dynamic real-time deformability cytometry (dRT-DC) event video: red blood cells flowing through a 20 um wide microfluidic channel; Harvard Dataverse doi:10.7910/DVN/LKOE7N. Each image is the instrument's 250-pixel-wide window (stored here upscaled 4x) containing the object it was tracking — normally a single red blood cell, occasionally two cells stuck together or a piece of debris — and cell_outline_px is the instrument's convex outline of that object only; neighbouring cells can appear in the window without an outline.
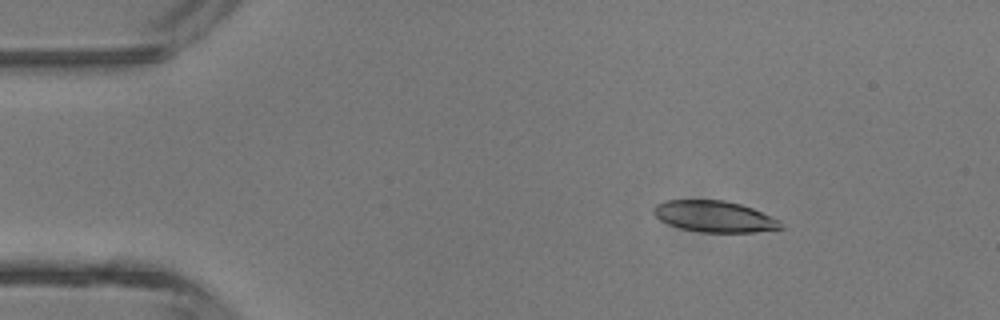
{"species": "common noctule bat (a hibernating species)", "species_latin": "Nyctalus noctula", "temperature_condition": "room temperature", "stored_images_in_passage": 3, "camera_frame_rate_fps": 3000, "um_per_image_px": 0.085, "animal": {"sex": "male", "body_mass_g": 13.3}, "frame": {"image": 1, "passage_image": 1, "time_ms": 0.0, "image_size_px": [1000, 320], "cell_outline_px": [[784, 228], [752, 232], [700, 232], [680, 228], [668, 224], [660, 220], [652, 212], [652, 208], [656, 204], [664, 200], [724, 200], [740, 204], [752, 208], [780, 220]], "centroid_in_image_um": [60.7, 18.4], "position_along_channel_um": 24.3, "area_um2": 23.18}}
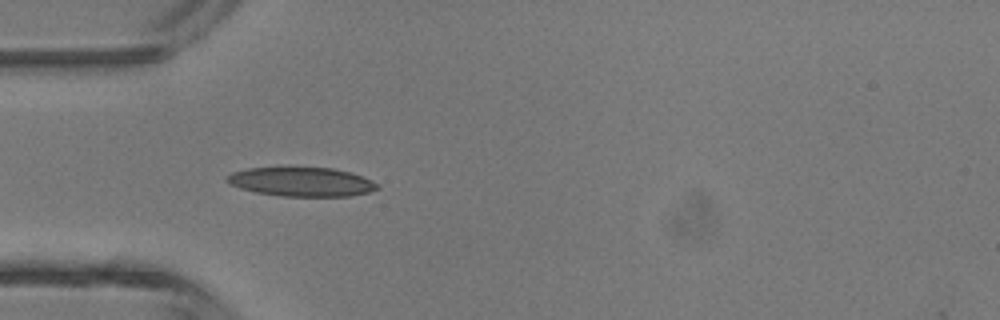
{"frame": {"image": 2, "passage_image": 3, "time_ms": 2.333, "image_size_px": [1000, 320], "cell_outline_px": [[380, 188], [368, 192], [352, 196], [280, 196], [256, 192], [240, 188], [228, 184], [224, 180], [224, 176], [232, 172], [248, 168], [332, 168], [352, 172], [372, 180], [380, 184]], "centroid_in_image_um": [25.63, 15.46], "position_along_channel_um": 59.4, "area_um2": 25.66}}